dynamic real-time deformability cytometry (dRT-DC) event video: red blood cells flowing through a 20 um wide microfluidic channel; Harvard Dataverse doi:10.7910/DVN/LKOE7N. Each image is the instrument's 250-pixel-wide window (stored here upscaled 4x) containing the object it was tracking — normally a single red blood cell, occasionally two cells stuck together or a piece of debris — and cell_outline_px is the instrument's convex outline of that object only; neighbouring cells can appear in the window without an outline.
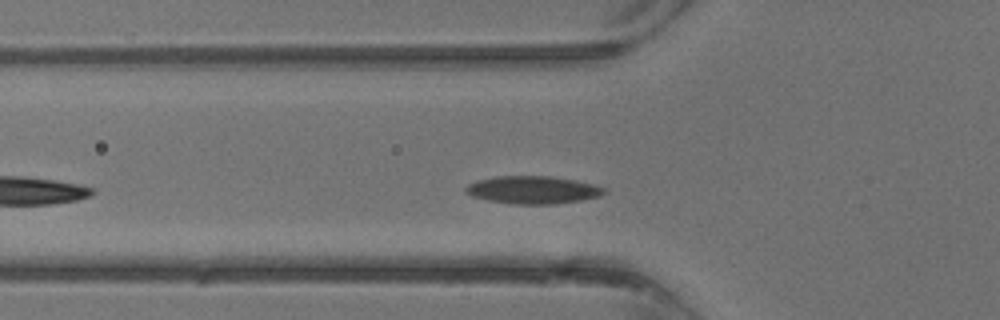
{"species": "common noctule bat (a hibernating species)", "species_latin": "Nyctalus noctula", "temperature_condition": "warm", "stored_images_in_passage": 25, "camera_frame_rate_fps": 3000, "um_per_image_px": 0.085, "animal": {"sex": "male", "body_mass_g": 13.3}, "frame": {"image": 1, "passage_image": 4, "time_ms": 1.0, "image_size_px": [1000, 320], "cell_outline_px": [[604, 192], [600, 196], [580, 200], [552, 204], [508, 204], [488, 200], [472, 196], [464, 192], [464, 188], [468, 184], [476, 180], [496, 176], [548, 176], [572, 180], [592, 184], [604, 188]], "centroid_in_image_um": [45.2, 16.14], "position_along_channel_um": 80.6, "area_um2": 22.2}}
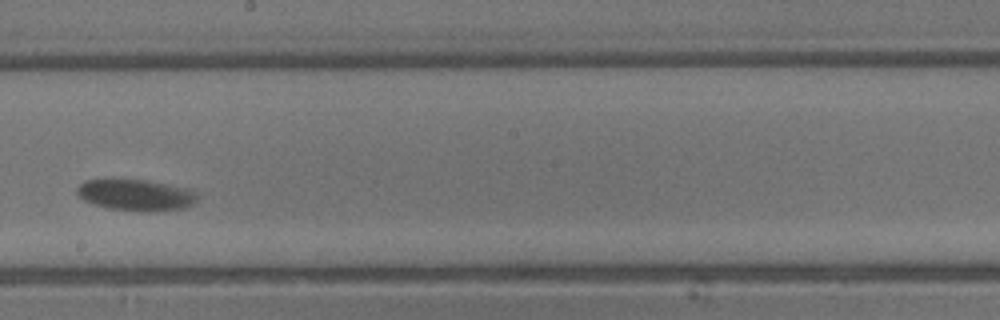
{"frame": {"image": 2, "passage_image": 13, "time_ms": 4.0, "image_size_px": [1000, 320], "cell_outline_px": [[196, 200], [192, 204], [184, 208], [156, 212], [108, 208], [84, 200], [76, 192], [76, 188], [84, 180], [144, 180], [184, 188], [196, 192]], "centroid_in_image_um": [11.54, 16.58], "position_along_channel_um": 236.7, "area_um2": 21.44}}
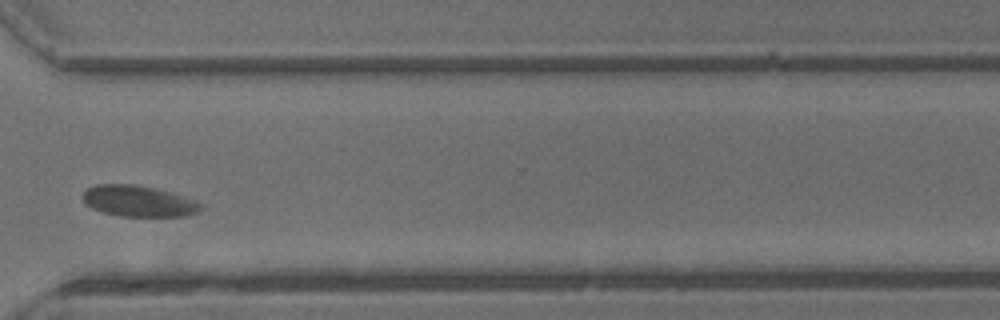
{"frame": {"image": 3, "passage_image": 20, "time_ms": 6.333, "image_size_px": [1000, 320], "cell_outline_px": [[204, 208], [200, 212], [184, 216], [120, 216], [104, 212], [92, 208], [84, 204], [84, 192], [88, 188], [96, 184], [132, 184], [152, 188], [168, 192], [196, 200], [204, 204]], "centroid_in_image_um": [11.81, 17.1], "position_along_channel_um": 358.8, "area_um2": 21.27}}